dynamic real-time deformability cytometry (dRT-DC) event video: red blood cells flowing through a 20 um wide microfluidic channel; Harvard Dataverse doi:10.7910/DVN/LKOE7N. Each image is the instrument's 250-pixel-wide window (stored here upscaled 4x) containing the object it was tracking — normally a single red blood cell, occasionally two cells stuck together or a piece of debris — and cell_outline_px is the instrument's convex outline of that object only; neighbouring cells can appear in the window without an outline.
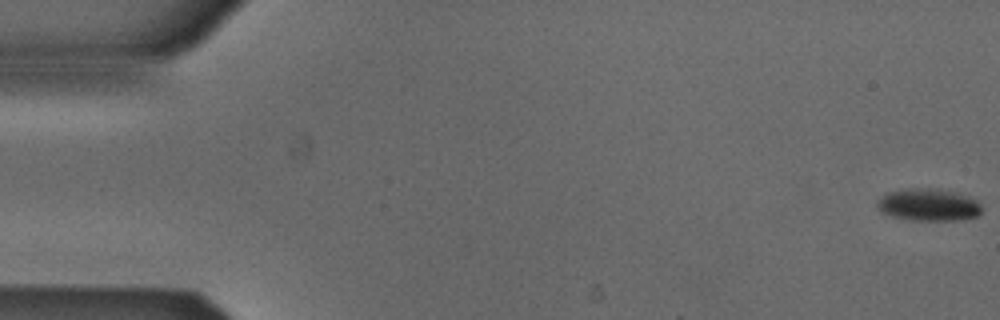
{"species": "Egyptian fruit bat (a non-hibernating species)", "species_latin": "Rousettus aegyptiacus", "temperature_condition": "cold", "stored_images_in_passage": 53, "camera_frame_rate_fps": 3000, "um_per_image_px": 0.085, "animal": {"sex": "male"}, "frame": {"image": 1, "passage_image": 1, "time_ms": 0.0, "image_size_px": [1000, 320], "cell_outline_px": [[980, 216], [964, 220], [908, 220], [892, 216], [884, 212], [876, 204], [876, 200], [888, 192], [908, 188], [928, 188], [956, 192], [968, 196], [976, 200], [980, 204]], "centroid_in_image_um": [78.94, 17.41], "position_along_channel_um": 6.1, "area_um2": 19.65}}
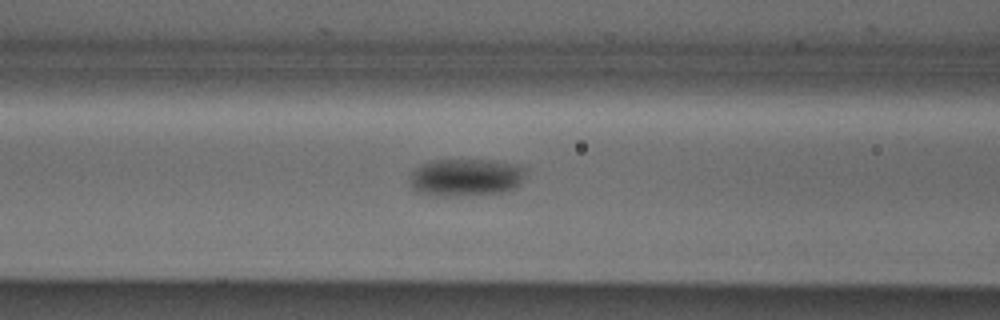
{"frame": {"image": 2, "passage_image": 22, "time_ms": 7.0, "image_size_px": [1000, 320], "cell_outline_px": [[528, 168], [520, 184], [516, 188], [508, 192], [456, 196], [436, 196], [416, 192], [408, 184], [408, 176], [420, 164], [428, 160], [496, 160], [516, 164]], "centroid_in_image_um": [39.58, 15.08], "position_along_channel_um": 127.0, "area_um2": 26.13}}
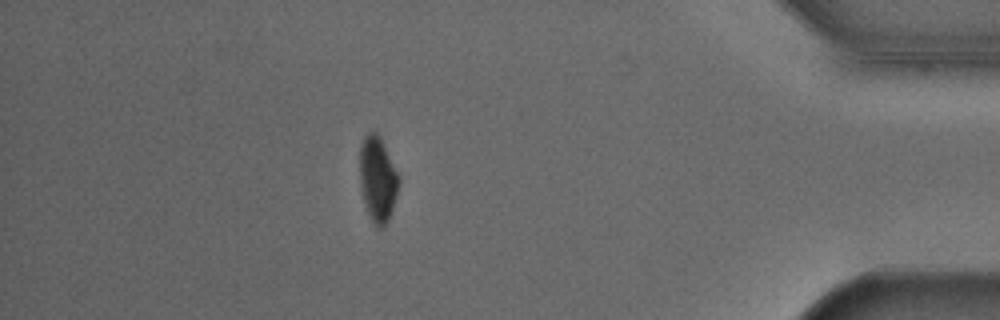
{"frame": {"image": 3, "passage_image": 47, "time_ms": 15.333, "image_size_px": [1000, 320], "cell_outline_px": [[400, 184], [388, 220], [384, 228], [380, 228], [372, 220], [364, 204], [360, 184], [360, 144], [364, 136], [368, 132], [376, 132], [380, 136], [400, 176]], "centroid_in_image_um": [32.11, 15.19], "position_along_channel_um": 403.1, "area_um2": 19.42}, "authors_computed_cell_mechanics": {"area_um2": 21.964, "velocity_mm_per_s": 3.8765, "shape_relaxation_time_tau1_ms": 2.9009, "shape_relaxation_time_tau2_ms": null, "deformation_change_tau1": 0.088, "deformation_change_tau2": null}}